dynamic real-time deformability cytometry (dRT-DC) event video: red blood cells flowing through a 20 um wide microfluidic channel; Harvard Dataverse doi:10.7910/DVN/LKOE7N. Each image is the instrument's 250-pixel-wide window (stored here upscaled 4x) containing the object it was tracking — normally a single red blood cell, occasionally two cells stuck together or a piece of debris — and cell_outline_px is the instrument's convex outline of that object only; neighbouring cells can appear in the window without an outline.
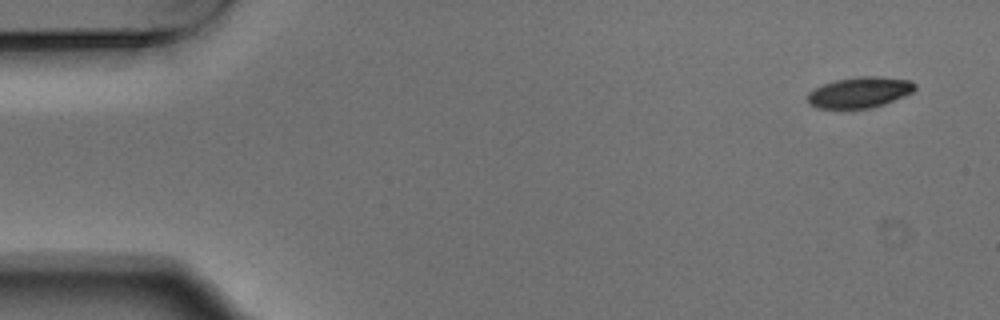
{"species": "Egyptian fruit bat (a non-hibernating species)", "species_latin": "Rousettus aegyptiacus", "temperature_condition": "warm", "stored_images_in_passage": 6, "camera_frame_rate_fps": 3000, "um_per_image_px": 0.085, "animal": {"sex": "male"}, "frame": {"image": 1, "passage_image": 1, "time_ms": 0.0, "image_size_px": [1000, 320], "cell_outline_px": [[916, 88], [912, 92], [904, 96], [884, 104], [872, 108], [816, 108], [808, 100], [808, 92], [824, 84], [836, 80], [860, 76], [880, 76], [912, 80], [916, 84]], "centroid_in_image_um": [73.12, 7.84], "position_along_channel_um": 11.9, "area_um2": 19.19}}
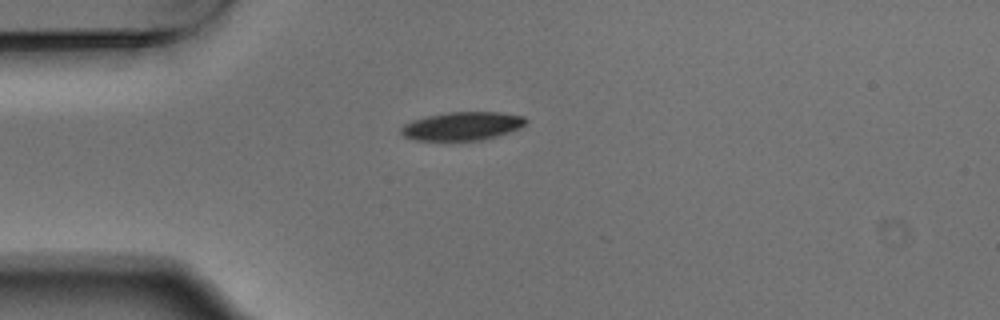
{"frame": {"image": 2, "passage_image": 4, "time_ms": 1.0, "image_size_px": [1000, 320], "cell_outline_px": [[528, 120], [520, 128], [484, 140], [416, 140], [404, 136], [400, 132], [400, 128], [404, 124], [412, 120], [428, 116], [452, 112], [500, 112], [524, 116]], "centroid_in_image_um": [39.3, 10.71], "position_along_channel_um": 45.7, "area_um2": 20.52}}
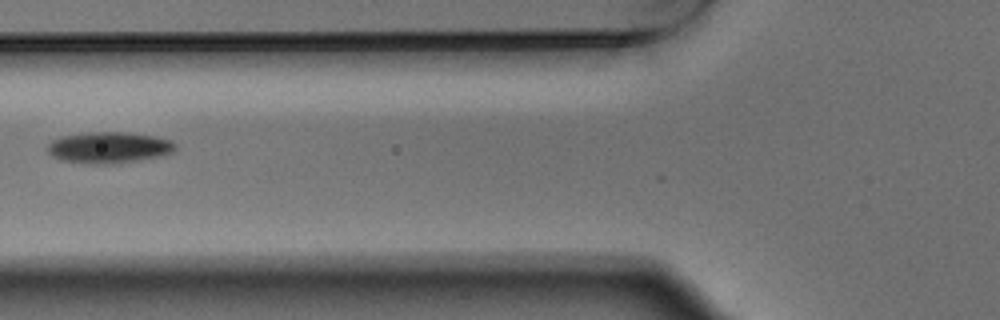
{"frame": {"image": 3, "passage_image": 6, "time_ms": 1.667, "image_size_px": [1000, 320], "cell_outline_px": [[176, 148], [172, 152], [164, 156], [120, 164], [88, 164], [60, 160], [52, 156], [48, 152], [48, 144], [52, 140], [64, 136], [88, 132], [128, 132], [156, 136], [172, 140], [176, 144]], "centroid_in_image_um": [9.31, 12.55], "position_along_channel_um": 116.5, "area_um2": 23.76}}